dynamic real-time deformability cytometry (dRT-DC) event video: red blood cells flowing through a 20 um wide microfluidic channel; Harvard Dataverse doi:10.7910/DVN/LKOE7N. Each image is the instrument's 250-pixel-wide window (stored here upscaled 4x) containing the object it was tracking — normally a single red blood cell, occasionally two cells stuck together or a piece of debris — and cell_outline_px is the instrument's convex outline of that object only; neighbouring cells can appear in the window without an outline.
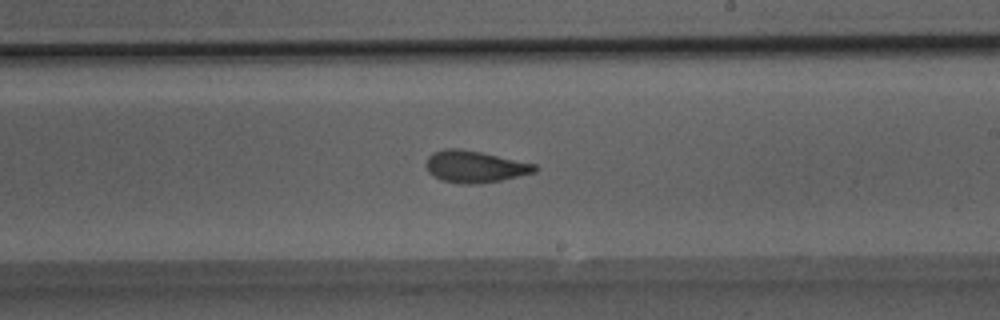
{"species": "Egyptian fruit bat (a non-hibernating species)", "species_latin": "Rousettus aegyptiacus", "temperature_condition": "room temperature", "stored_images_in_passage": 39, "camera_frame_rate_fps": 3000, "um_per_image_px": 0.085, "animal": {"sex": "male"}, "frame": {"image": 1, "passage_image": 23, "time_ms": 7.333, "image_size_px": [1000, 320], "cell_outline_px": [[540, 168], [536, 172], [500, 180], [480, 184], [460, 184], [440, 180], [432, 176], [428, 172], [424, 164], [428, 156], [432, 152], [444, 148], [460, 148], [480, 152], [536, 164]], "centroid_in_image_um": [40.31, 14.17], "position_along_channel_um": 248.7, "area_um2": 20.46}}
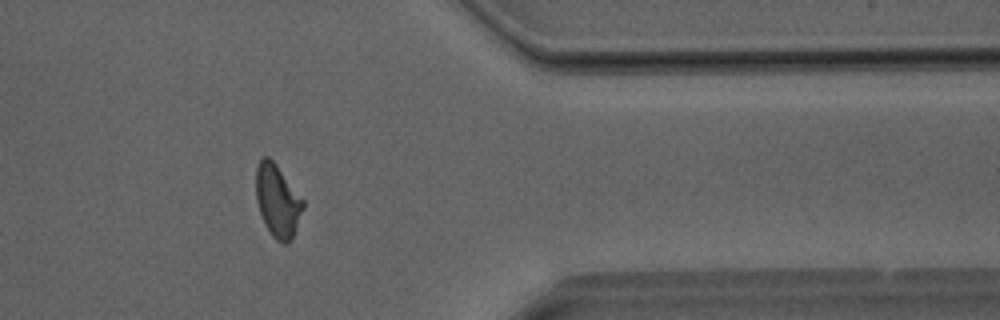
{"frame": {"image": 2, "passage_image": 32, "time_ms": 10.333, "image_size_px": [1000, 320], "cell_outline_px": [[304, 208], [292, 236], [288, 244], [284, 244], [276, 240], [272, 236], [264, 224], [256, 200], [256, 168], [260, 156], [268, 156], [276, 164], [304, 200]], "centroid_in_image_um": [23.57, 17.05], "position_along_channel_um": 387.8, "area_um2": 19.88}}
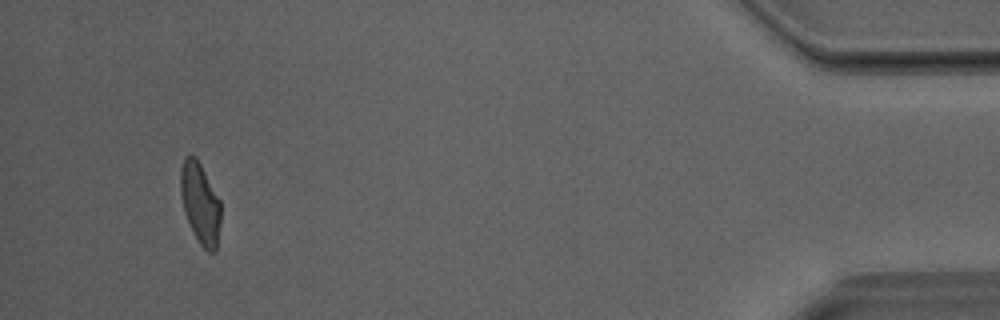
{"frame": {"image": 3, "passage_image": 37, "time_ms": 12.0, "image_size_px": [1000, 320], "cell_outline_px": [[220, 224], [216, 252], [208, 252], [200, 244], [184, 212], [180, 192], [180, 168], [184, 156], [196, 156], [220, 200]], "centroid_in_image_um": [17.01, 17.25], "position_along_channel_um": 418.2, "area_um2": 18.9}}